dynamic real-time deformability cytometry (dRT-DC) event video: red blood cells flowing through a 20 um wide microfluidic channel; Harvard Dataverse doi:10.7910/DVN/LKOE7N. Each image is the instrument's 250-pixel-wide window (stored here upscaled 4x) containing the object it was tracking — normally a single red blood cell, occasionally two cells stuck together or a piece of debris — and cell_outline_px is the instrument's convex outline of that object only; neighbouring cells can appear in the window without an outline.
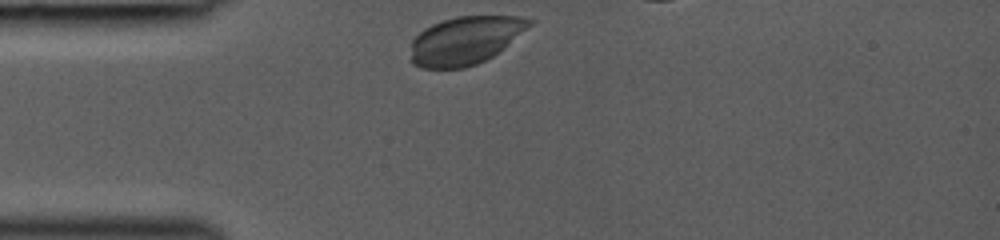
{"species": "common noctule bat (a hibernating species)", "species_latin": "Nyctalus noctula", "temperature_condition": "room temperature", "stored_images_in_passage": 29, "camera_frame_rate_fps": 3000, "um_per_image_px": 0.085, "animal": {"sex": "female", "body_mass_g": 19.0, "forearm_length_mm": 53.3}, "frame": {"image": 1, "passage_image": 1, "time_ms": 0.0, "image_size_px": [1000, 240], "cell_outline_px": [[536, 20], [532, 24], [500, 52], [476, 64], [464, 68], [420, 68], [412, 64], [412, 40], [424, 28], [432, 24], [456, 16], [524, 16]], "centroid_in_image_um": [39.57, 3.43], "position_along_channel_um": 45.4, "area_um2": 33.29}}
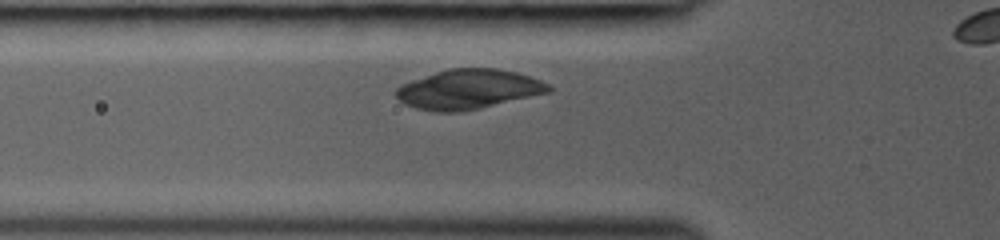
{"frame": {"image": 2, "passage_image": 5, "time_ms": 1.333, "image_size_px": [1000, 240], "cell_outline_px": [[552, 92], [480, 108], [460, 112], [432, 112], [416, 108], [404, 104], [392, 92], [400, 84], [448, 68], [496, 68], [516, 72], [540, 80], [548, 84], [552, 88]], "centroid_in_image_um": [39.79, 7.59], "position_along_channel_um": 86.0, "area_um2": 35.43}}